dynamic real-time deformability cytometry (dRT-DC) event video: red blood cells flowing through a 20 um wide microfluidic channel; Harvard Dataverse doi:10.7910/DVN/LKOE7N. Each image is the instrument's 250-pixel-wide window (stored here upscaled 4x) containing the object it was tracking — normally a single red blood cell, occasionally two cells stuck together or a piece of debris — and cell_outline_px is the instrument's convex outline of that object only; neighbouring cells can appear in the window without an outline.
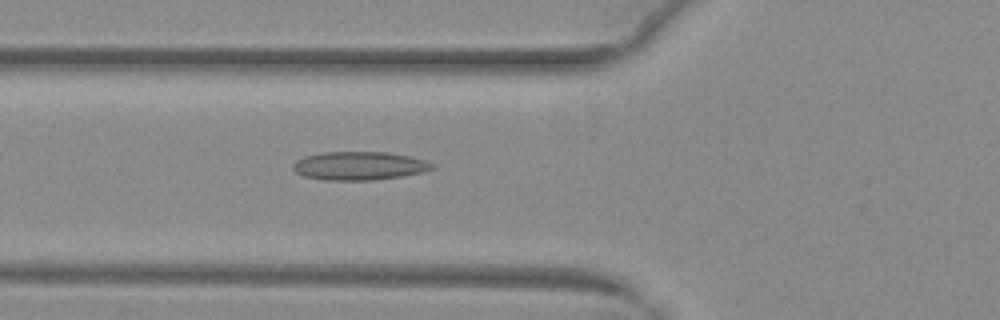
{"species": "common noctule bat (a hibernating species)", "species_latin": "Nyctalus noctula", "temperature_condition": "warm", "stored_images_in_passage": 44, "camera_frame_rate_fps": 3000, "um_per_image_px": 0.085, "animal": {"sex": "female", "body_mass_g": 29.2, "forearm_length_mm": 56.3}, "frame": {"image": 1, "passage_image": 14, "time_ms": 4.333, "image_size_px": [1000, 320], "cell_outline_px": [[436, 164], [432, 168], [424, 172], [404, 176], [372, 180], [324, 180], [304, 176], [296, 172], [292, 168], [292, 164], [296, 160], [304, 156], [324, 152], [388, 152], [408, 156], [424, 160]], "centroid_in_image_um": [30.53, 14.09], "position_along_channel_um": 95.3, "area_um2": 23.12}}
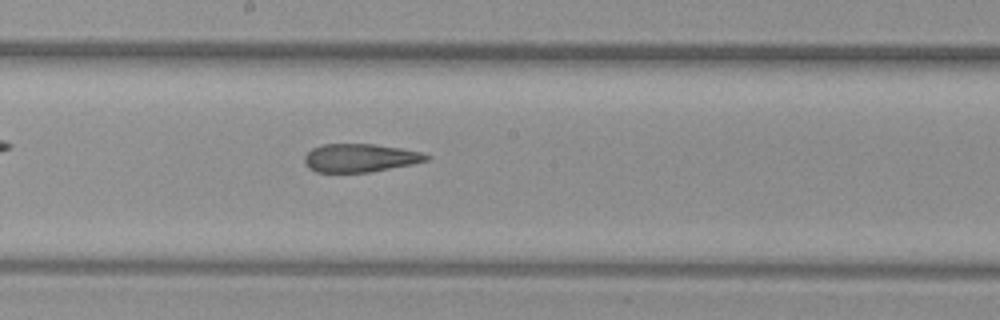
{"frame": {"image": 2, "passage_image": 23, "time_ms": 7.333, "image_size_px": [1000, 320], "cell_outline_px": [[432, 156], [428, 160], [412, 164], [372, 172], [316, 172], [308, 168], [304, 164], [304, 156], [312, 148], [324, 144], [372, 144], [400, 148], [420, 152]], "centroid_in_image_um": [30.59, 13.43], "position_along_channel_um": 217.6, "area_um2": 20.11}}
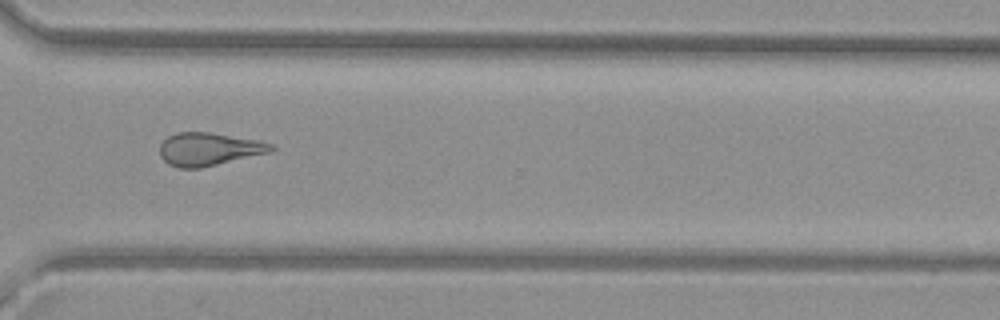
{"frame": {"image": 3, "passage_image": 33, "time_ms": 10.667, "image_size_px": [1000, 320], "cell_outline_px": [[276, 148], [272, 152], [200, 168], [180, 168], [168, 164], [160, 156], [160, 144], [168, 136], [180, 132], [208, 132], [260, 140], [276, 144]], "centroid_in_image_um": [17.81, 12.67], "position_along_channel_um": 352.8, "area_um2": 21.56}}